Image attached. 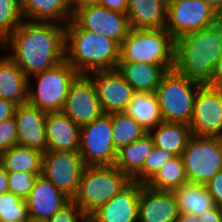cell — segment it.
I'll return each mask as SVG.
<instances>
[{
    "instance_id": "obj_25",
    "label": "cell",
    "mask_w": 222,
    "mask_h": 222,
    "mask_svg": "<svg viewBox=\"0 0 222 222\" xmlns=\"http://www.w3.org/2000/svg\"><path fill=\"white\" fill-rule=\"evenodd\" d=\"M148 133L153 138L156 147L162 148L174 156L182 155L192 136L190 126L184 123L162 122Z\"/></svg>"
},
{
    "instance_id": "obj_34",
    "label": "cell",
    "mask_w": 222,
    "mask_h": 222,
    "mask_svg": "<svg viewBox=\"0 0 222 222\" xmlns=\"http://www.w3.org/2000/svg\"><path fill=\"white\" fill-rule=\"evenodd\" d=\"M173 157L172 153L155 146L145 159L142 169L131 180L146 185L160 168Z\"/></svg>"
},
{
    "instance_id": "obj_29",
    "label": "cell",
    "mask_w": 222,
    "mask_h": 222,
    "mask_svg": "<svg viewBox=\"0 0 222 222\" xmlns=\"http://www.w3.org/2000/svg\"><path fill=\"white\" fill-rule=\"evenodd\" d=\"M172 192L175 195L179 211L182 212L198 215L217 206L204 185L188 183Z\"/></svg>"
},
{
    "instance_id": "obj_26",
    "label": "cell",
    "mask_w": 222,
    "mask_h": 222,
    "mask_svg": "<svg viewBox=\"0 0 222 222\" xmlns=\"http://www.w3.org/2000/svg\"><path fill=\"white\" fill-rule=\"evenodd\" d=\"M125 113L134 118L148 132L163 122L155 92H135Z\"/></svg>"
},
{
    "instance_id": "obj_18",
    "label": "cell",
    "mask_w": 222,
    "mask_h": 222,
    "mask_svg": "<svg viewBox=\"0 0 222 222\" xmlns=\"http://www.w3.org/2000/svg\"><path fill=\"white\" fill-rule=\"evenodd\" d=\"M179 212L172 191H158L141 184L138 222H175Z\"/></svg>"
},
{
    "instance_id": "obj_15",
    "label": "cell",
    "mask_w": 222,
    "mask_h": 222,
    "mask_svg": "<svg viewBox=\"0 0 222 222\" xmlns=\"http://www.w3.org/2000/svg\"><path fill=\"white\" fill-rule=\"evenodd\" d=\"M88 75L95 85L103 113L126 111L135 91L117 69L94 71Z\"/></svg>"
},
{
    "instance_id": "obj_28",
    "label": "cell",
    "mask_w": 222,
    "mask_h": 222,
    "mask_svg": "<svg viewBox=\"0 0 222 222\" xmlns=\"http://www.w3.org/2000/svg\"><path fill=\"white\" fill-rule=\"evenodd\" d=\"M43 152L12 146L0 154V164L7 172H42Z\"/></svg>"
},
{
    "instance_id": "obj_38",
    "label": "cell",
    "mask_w": 222,
    "mask_h": 222,
    "mask_svg": "<svg viewBox=\"0 0 222 222\" xmlns=\"http://www.w3.org/2000/svg\"><path fill=\"white\" fill-rule=\"evenodd\" d=\"M217 206L222 207V170L204 185Z\"/></svg>"
},
{
    "instance_id": "obj_21",
    "label": "cell",
    "mask_w": 222,
    "mask_h": 222,
    "mask_svg": "<svg viewBox=\"0 0 222 222\" xmlns=\"http://www.w3.org/2000/svg\"><path fill=\"white\" fill-rule=\"evenodd\" d=\"M174 65H153L148 63L119 62L117 70L135 92H155L162 77Z\"/></svg>"
},
{
    "instance_id": "obj_1",
    "label": "cell",
    "mask_w": 222,
    "mask_h": 222,
    "mask_svg": "<svg viewBox=\"0 0 222 222\" xmlns=\"http://www.w3.org/2000/svg\"><path fill=\"white\" fill-rule=\"evenodd\" d=\"M66 25L24 20L0 45L28 78L65 60ZM8 48V49H7Z\"/></svg>"
},
{
    "instance_id": "obj_30",
    "label": "cell",
    "mask_w": 222,
    "mask_h": 222,
    "mask_svg": "<svg viewBox=\"0 0 222 222\" xmlns=\"http://www.w3.org/2000/svg\"><path fill=\"white\" fill-rule=\"evenodd\" d=\"M188 183L182 155H178L165 163L146 185L158 191H173Z\"/></svg>"
},
{
    "instance_id": "obj_32",
    "label": "cell",
    "mask_w": 222,
    "mask_h": 222,
    "mask_svg": "<svg viewBox=\"0 0 222 222\" xmlns=\"http://www.w3.org/2000/svg\"><path fill=\"white\" fill-rule=\"evenodd\" d=\"M23 20L21 0H0V45Z\"/></svg>"
},
{
    "instance_id": "obj_12",
    "label": "cell",
    "mask_w": 222,
    "mask_h": 222,
    "mask_svg": "<svg viewBox=\"0 0 222 222\" xmlns=\"http://www.w3.org/2000/svg\"><path fill=\"white\" fill-rule=\"evenodd\" d=\"M72 21L81 29L103 34L119 46L131 31L126 13L112 11L101 5L74 9Z\"/></svg>"
},
{
    "instance_id": "obj_31",
    "label": "cell",
    "mask_w": 222,
    "mask_h": 222,
    "mask_svg": "<svg viewBox=\"0 0 222 222\" xmlns=\"http://www.w3.org/2000/svg\"><path fill=\"white\" fill-rule=\"evenodd\" d=\"M148 131L125 112L112 114V136L117 150L143 138Z\"/></svg>"
},
{
    "instance_id": "obj_47",
    "label": "cell",
    "mask_w": 222,
    "mask_h": 222,
    "mask_svg": "<svg viewBox=\"0 0 222 222\" xmlns=\"http://www.w3.org/2000/svg\"><path fill=\"white\" fill-rule=\"evenodd\" d=\"M217 21L222 24V7L217 12Z\"/></svg>"
},
{
    "instance_id": "obj_20",
    "label": "cell",
    "mask_w": 222,
    "mask_h": 222,
    "mask_svg": "<svg viewBox=\"0 0 222 222\" xmlns=\"http://www.w3.org/2000/svg\"><path fill=\"white\" fill-rule=\"evenodd\" d=\"M81 127L63 112L46 117L47 151H79Z\"/></svg>"
},
{
    "instance_id": "obj_5",
    "label": "cell",
    "mask_w": 222,
    "mask_h": 222,
    "mask_svg": "<svg viewBox=\"0 0 222 222\" xmlns=\"http://www.w3.org/2000/svg\"><path fill=\"white\" fill-rule=\"evenodd\" d=\"M132 180L114 166H86L73 201L89 218Z\"/></svg>"
},
{
    "instance_id": "obj_13",
    "label": "cell",
    "mask_w": 222,
    "mask_h": 222,
    "mask_svg": "<svg viewBox=\"0 0 222 222\" xmlns=\"http://www.w3.org/2000/svg\"><path fill=\"white\" fill-rule=\"evenodd\" d=\"M189 126L193 136L222 137V90L199 88Z\"/></svg>"
},
{
    "instance_id": "obj_41",
    "label": "cell",
    "mask_w": 222,
    "mask_h": 222,
    "mask_svg": "<svg viewBox=\"0 0 222 222\" xmlns=\"http://www.w3.org/2000/svg\"><path fill=\"white\" fill-rule=\"evenodd\" d=\"M17 105L0 98V122L14 117Z\"/></svg>"
},
{
    "instance_id": "obj_43",
    "label": "cell",
    "mask_w": 222,
    "mask_h": 222,
    "mask_svg": "<svg viewBox=\"0 0 222 222\" xmlns=\"http://www.w3.org/2000/svg\"><path fill=\"white\" fill-rule=\"evenodd\" d=\"M72 9H79L93 5H99V0H69Z\"/></svg>"
},
{
    "instance_id": "obj_8",
    "label": "cell",
    "mask_w": 222,
    "mask_h": 222,
    "mask_svg": "<svg viewBox=\"0 0 222 222\" xmlns=\"http://www.w3.org/2000/svg\"><path fill=\"white\" fill-rule=\"evenodd\" d=\"M189 183L207 184L222 170V137L191 136L182 153Z\"/></svg>"
},
{
    "instance_id": "obj_45",
    "label": "cell",
    "mask_w": 222,
    "mask_h": 222,
    "mask_svg": "<svg viewBox=\"0 0 222 222\" xmlns=\"http://www.w3.org/2000/svg\"><path fill=\"white\" fill-rule=\"evenodd\" d=\"M175 222H199V220L194 213L180 211Z\"/></svg>"
},
{
    "instance_id": "obj_42",
    "label": "cell",
    "mask_w": 222,
    "mask_h": 222,
    "mask_svg": "<svg viewBox=\"0 0 222 222\" xmlns=\"http://www.w3.org/2000/svg\"><path fill=\"white\" fill-rule=\"evenodd\" d=\"M209 87L222 90V57L213 69V75L207 85Z\"/></svg>"
},
{
    "instance_id": "obj_48",
    "label": "cell",
    "mask_w": 222,
    "mask_h": 222,
    "mask_svg": "<svg viewBox=\"0 0 222 222\" xmlns=\"http://www.w3.org/2000/svg\"><path fill=\"white\" fill-rule=\"evenodd\" d=\"M29 222H48L46 220H34V219H30Z\"/></svg>"
},
{
    "instance_id": "obj_23",
    "label": "cell",
    "mask_w": 222,
    "mask_h": 222,
    "mask_svg": "<svg viewBox=\"0 0 222 222\" xmlns=\"http://www.w3.org/2000/svg\"><path fill=\"white\" fill-rule=\"evenodd\" d=\"M127 16L131 29H164L167 4L162 0H128Z\"/></svg>"
},
{
    "instance_id": "obj_49",
    "label": "cell",
    "mask_w": 222,
    "mask_h": 222,
    "mask_svg": "<svg viewBox=\"0 0 222 222\" xmlns=\"http://www.w3.org/2000/svg\"><path fill=\"white\" fill-rule=\"evenodd\" d=\"M164 3H166L167 5L175 0H162Z\"/></svg>"
},
{
    "instance_id": "obj_24",
    "label": "cell",
    "mask_w": 222,
    "mask_h": 222,
    "mask_svg": "<svg viewBox=\"0 0 222 222\" xmlns=\"http://www.w3.org/2000/svg\"><path fill=\"white\" fill-rule=\"evenodd\" d=\"M21 11L25 20L65 25L73 16L69 0H21Z\"/></svg>"
},
{
    "instance_id": "obj_19",
    "label": "cell",
    "mask_w": 222,
    "mask_h": 222,
    "mask_svg": "<svg viewBox=\"0 0 222 222\" xmlns=\"http://www.w3.org/2000/svg\"><path fill=\"white\" fill-rule=\"evenodd\" d=\"M25 201L30 219L47 221L70 199L40 174Z\"/></svg>"
},
{
    "instance_id": "obj_9",
    "label": "cell",
    "mask_w": 222,
    "mask_h": 222,
    "mask_svg": "<svg viewBox=\"0 0 222 222\" xmlns=\"http://www.w3.org/2000/svg\"><path fill=\"white\" fill-rule=\"evenodd\" d=\"M79 154L86 166H114L118 150L112 136V114L103 113L81 127Z\"/></svg>"
},
{
    "instance_id": "obj_33",
    "label": "cell",
    "mask_w": 222,
    "mask_h": 222,
    "mask_svg": "<svg viewBox=\"0 0 222 222\" xmlns=\"http://www.w3.org/2000/svg\"><path fill=\"white\" fill-rule=\"evenodd\" d=\"M26 201L19 196L6 192L0 194V222H29Z\"/></svg>"
},
{
    "instance_id": "obj_22",
    "label": "cell",
    "mask_w": 222,
    "mask_h": 222,
    "mask_svg": "<svg viewBox=\"0 0 222 222\" xmlns=\"http://www.w3.org/2000/svg\"><path fill=\"white\" fill-rule=\"evenodd\" d=\"M1 57V56H0ZM29 78L8 55L0 58V98L21 105L28 103Z\"/></svg>"
},
{
    "instance_id": "obj_17",
    "label": "cell",
    "mask_w": 222,
    "mask_h": 222,
    "mask_svg": "<svg viewBox=\"0 0 222 222\" xmlns=\"http://www.w3.org/2000/svg\"><path fill=\"white\" fill-rule=\"evenodd\" d=\"M141 183L131 181L124 189L96 210L90 222H138Z\"/></svg>"
},
{
    "instance_id": "obj_27",
    "label": "cell",
    "mask_w": 222,
    "mask_h": 222,
    "mask_svg": "<svg viewBox=\"0 0 222 222\" xmlns=\"http://www.w3.org/2000/svg\"><path fill=\"white\" fill-rule=\"evenodd\" d=\"M154 147L153 138L147 133L143 138L118 150L115 166L132 179L142 169Z\"/></svg>"
},
{
    "instance_id": "obj_7",
    "label": "cell",
    "mask_w": 222,
    "mask_h": 222,
    "mask_svg": "<svg viewBox=\"0 0 222 222\" xmlns=\"http://www.w3.org/2000/svg\"><path fill=\"white\" fill-rule=\"evenodd\" d=\"M202 85L176 72L168 71L161 79L157 94L163 122L190 124L194 101Z\"/></svg>"
},
{
    "instance_id": "obj_37",
    "label": "cell",
    "mask_w": 222,
    "mask_h": 222,
    "mask_svg": "<svg viewBox=\"0 0 222 222\" xmlns=\"http://www.w3.org/2000/svg\"><path fill=\"white\" fill-rule=\"evenodd\" d=\"M17 137V125L14 117L0 122V154L12 146H16Z\"/></svg>"
},
{
    "instance_id": "obj_10",
    "label": "cell",
    "mask_w": 222,
    "mask_h": 222,
    "mask_svg": "<svg viewBox=\"0 0 222 222\" xmlns=\"http://www.w3.org/2000/svg\"><path fill=\"white\" fill-rule=\"evenodd\" d=\"M86 164L79 151H46L42 173L70 200L76 196Z\"/></svg>"
},
{
    "instance_id": "obj_44",
    "label": "cell",
    "mask_w": 222,
    "mask_h": 222,
    "mask_svg": "<svg viewBox=\"0 0 222 222\" xmlns=\"http://www.w3.org/2000/svg\"><path fill=\"white\" fill-rule=\"evenodd\" d=\"M9 192L8 190V172L0 164V194Z\"/></svg>"
},
{
    "instance_id": "obj_11",
    "label": "cell",
    "mask_w": 222,
    "mask_h": 222,
    "mask_svg": "<svg viewBox=\"0 0 222 222\" xmlns=\"http://www.w3.org/2000/svg\"><path fill=\"white\" fill-rule=\"evenodd\" d=\"M217 12L202 0H175L167 5L165 29L175 38L210 27Z\"/></svg>"
},
{
    "instance_id": "obj_4",
    "label": "cell",
    "mask_w": 222,
    "mask_h": 222,
    "mask_svg": "<svg viewBox=\"0 0 222 222\" xmlns=\"http://www.w3.org/2000/svg\"><path fill=\"white\" fill-rule=\"evenodd\" d=\"M119 62L175 65V38L164 29H131L119 49Z\"/></svg>"
},
{
    "instance_id": "obj_6",
    "label": "cell",
    "mask_w": 222,
    "mask_h": 222,
    "mask_svg": "<svg viewBox=\"0 0 222 222\" xmlns=\"http://www.w3.org/2000/svg\"><path fill=\"white\" fill-rule=\"evenodd\" d=\"M80 74L66 60L29 78L28 103L42 111L62 112L71 84ZM34 85L31 86V81Z\"/></svg>"
},
{
    "instance_id": "obj_40",
    "label": "cell",
    "mask_w": 222,
    "mask_h": 222,
    "mask_svg": "<svg viewBox=\"0 0 222 222\" xmlns=\"http://www.w3.org/2000/svg\"><path fill=\"white\" fill-rule=\"evenodd\" d=\"M99 5L112 11L127 14L128 0H99Z\"/></svg>"
},
{
    "instance_id": "obj_3",
    "label": "cell",
    "mask_w": 222,
    "mask_h": 222,
    "mask_svg": "<svg viewBox=\"0 0 222 222\" xmlns=\"http://www.w3.org/2000/svg\"><path fill=\"white\" fill-rule=\"evenodd\" d=\"M120 46L105 37L79 28L72 20L65 29V60L79 74L117 69Z\"/></svg>"
},
{
    "instance_id": "obj_2",
    "label": "cell",
    "mask_w": 222,
    "mask_h": 222,
    "mask_svg": "<svg viewBox=\"0 0 222 222\" xmlns=\"http://www.w3.org/2000/svg\"><path fill=\"white\" fill-rule=\"evenodd\" d=\"M222 57V24L175 39L174 70L196 83L208 85L213 69Z\"/></svg>"
},
{
    "instance_id": "obj_46",
    "label": "cell",
    "mask_w": 222,
    "mask_h": 222,
    "mask_svg": "<svg viewBox=\"0 0 222 222\" xmlns=\"http://www.w3.org/2000/svg\"><path fill=\"white\" fill-rule=\"evenodd\" d=\"M206 4L210 5L216 12L222 7V0H202Z\"/></svg>"
},
{
    "instance_id": "obj_35",
    "label": "cell",
    "mask_w": 222,
    "mask_h": 222,
    "mask_svg": "<svg viewBox=\"0 0 222 222\" xmlns=\"http://www.w3.org/2000/svg\"><path fill=\"white\" fill-rule=\"evenodd\" d=\"M42 172H8L9 192L26 199L32 191L35 181Z\"/></svg>"
},
{
    "instance_id": "obj_36",
    "label": "cell",
    "mask_w": 222,
    "mask_h": 222,
    "mask_svg": "<svg viewBox=\"0 0 222 222\" xmlns=\"http://www.w3.org/2000/svg\"><path fill=\"white\" fill-rule=\"evenodd\" d=\"M48 222H87L88 217L81 211L79 206L70 200L58 210Z\"/></svg>"
},
{
    "instance_id": "obj_39",
    "label": "cell",
    "mask_w": 222,
    "mask_h": 222,
    "mask_svg": "<svg viewBox=\"0 0 222 222\" xmlns=\"http://www.w3.org/2000/svg\"><path fill=\"white\" fill-rule=\"evenodd\" d=\"M197 216L199 222H222V207L216 206L209 211L201 212Z\"/></svg>"
},
{
    "instance_id": "obj_16",
    "label": "cell",
    "mask_w": 222,
    "mask_h": 222,
    "mask_svg": "<svg viewBox=\"0 0 222 222\" xmlns=\"http://www.w3.org/2000/svg\"><path fill=\"white\" fill-rule=\"evenodd\" d=\"M47 112L29 103L16 107L14 118L17 125V145L47 151L46 138Z\"/></svg>"
},
{
    "instance_id": "obj_14",
    "label": "cell",
    "mask_w": 222,
    "mask_h": 222,
    "mask_svg": "<svg viewBox=\"0 0 222 222\" xmlns=\"http://www.w3.org/2000/svg\"><path fill=\"white\" fill-rule=\"evenodd\" d=\"M62 112L80 127L103 114L95 85L89 75L80 74L71 84Z\"/></svg>"
}]
</instances>
